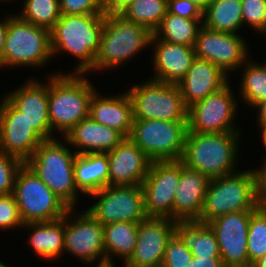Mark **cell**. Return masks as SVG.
<instances>
[{
	"label": "cell",
	"instance_id": "obj_1",
	"mask_svg": "<svg viewBox=\"0 0 266 267\" xmlns=\"http://www.w3.org/2000/svg\"><path fill=\"white\" fill-rule=\"evenodd\" d=\"M105 14L61 15L50 30L52 58L68 53L78 60L71 73L88 74L94 67Z\"/></svg>",
	"mask_w": 266,
	"mask_h": 267
},
{
	"label": "cell",
	"instance_id": "obj_2",
	"mask_svg": "<svg viewBox=\"0 0 266 267\" xmlns=\"http://www.w3.org/2000/svg\"><path fill=\"white\" fill-rule=\"evenodd\" d=\"M87 75L62 73L61 70L48 75V116L52 138L57 133L63 137L77 123L89 117L90 100L97 87L87 79Z\"/></svg>",
	"mask_w": 266,
	"mask_h": 267
},
{
	"label": "cell",
	"instance_id": "obj_3",
	"mask_svg": "<svg viewBox=\"0 0 266 267\" xmlns=\"http://www.w3.org/2000/svg\"><path fill=\"white\" fill-rule=\"evenodd\" d=\"M241 131L198 133L188 131L181 161L214 179L238 171ZM237 167V168H236Z\"/></svg>",
	"mask_w": 266,
	"mask_h": 267
},
{
	"label": "cell",
	"instance_id": "obj_4",
	"mask_svg": "<svg viewBox=\"0 0 266 267\" xmlns=\"http://www.w3.org/2000/svg\"><path fill=\"white\" fill-rule=\"evenodd\" d=\"M70 148L68 142L60 136L44 140L24 164L70 209H76L81 193L75 186L74 177L77 153Z\"/></svg>",
	"mask_w": 266,
	"mask_h": 267
},
{
	"label": "cell",
	"instance_id": "obj_5",
	"mask_svg": "<svg viewBox=\"0 0 266 267\" xmlns=\"http://www.w3.org/2000/svg\"><path fill=\"white\" fill-rule=\"evenodd\" d=\"M152 35L147 27L129 21L120 14L106 12L99 51L94 67L88 73H102L125 66L133 57L149 48Z\"/></svg>",
	"mask_w": 266,
	"mask_h": 267
},
{
	"label": "cell",
	"instance_id": "obj_6",
	"mask_svg": "<svg viewBox=\"0 0 266 267\" xmlns=\"http://www.w3.org/2000/svg\"><path fill=\"white\" fill-rule=\"evenodd\" d=\"M52 59L50 31L22 20L17 14H7V35L0 68L29 67L39 70Z\"/></svg>",
	"mask_w": 266,
	"mask_h": 267
},
{
	"label": "cell",
	"instance_id": "obj_7",
	"mask_svg": "<svg viewBox=\"0 0 266 267\" xmlns=\"http://www.w3.org/2000/svg\"><path fill=\"white\" fill-rule=\"evenodd\" d=\"M257 208L255 172L252 168H246L210 179L203 209L197 221L208 223L224 214L255 211Z\"/></svg>",
	"mask_w": 266,
	"mask_h": 267
},
{
	"label": "cell",
	"instance_id": "obj_8",
	"mask_svg": "<svg viewBox=\"0 0 266 267\" xmlns=\"http://www.w3.org/2000/svg\"><path fill=\"white\" fill-rule=\"evenodd\" d=\"M148 79L126 90L133 104V120L187 121L188 108L179 86Z\"/></svg>",
	"mask_w": 266,
	"mask_h": 267
},
{
	"label": "cell",
	"instance_id": "obj_9",
	"mask_svg": "<svg viewBox=\"0 0 266 267\" xmlns=\"http://www.w3.org/2000/svg\"><path fill=\"white\" fill-rule=\"evenodd\" d=\"M12 194L24 224L55 221L70 209L25 164L17 172Z\"/></svg>",
	"mask_w": 266,
	"mask_h": 267
},
{
	"label": "cell",
	"instance_id": "obj_10",
	"mask_svg": "<svg viewBox=\"0 0 266 267\" xmlns=\"http://www.w3.org/2000/svg\"><path fill=\"white\" fill-rule=\"evenodd\" d=\"M187 132V121L133 120L129 138L152 162L179 161Z\"/></svg>",
	"mask_w": 266,
	"mask_h": 267
},
{
	"label": "cell",
	"instance_id": "obj_11",
	"mask_svg": "<svg viewBox=\"0 0 266 267\" xmlns=\"http://www.w3.org/2000/svg\"><path fill=\"white\" fill-rule=\"evenodd\" d=\"M89 197L96 202L86 210L103 226L113 222L139 223L147 218L142 185L106 186Z\"/></svg>",
	"mask_w": 266,
	"mask_h": 267
},
{
	"label": "cell",
	"instance_id": "obj_12",
	"mask_svg": "<svg viewBox=\"0 0 266 267\" xmlns=\"http://www.w3.org/2000/svg\"><path fill=\"white\" fill-rule=\"evenodd\" d=\"M233 90L229 82L221 90L190 106L187 114L188 131L198 133L243 131L235 123L239 104Z\"/></svg>",
	"mask_w": 266,
	"mask_h": 267
},
{
	"label": "cell",
	"instance_id": "obj_13",
	"mask_svg": "<svg viewBox=\"0 0 266 267\" xmlns=\"http://www.w3.org/2000/svg\"><path fill=\"white\" fill-rule=\"evenodd\" d=\"M75 210L69 209L65 215L64 254H73L90 266L105 261L103 225L86 209L79 214Z\"/></svg>",
	"mask_w": 266,
	"mask_h": 267
},
{
	"label": "cell",
	"instance_id": "obj_14",
	"mask_svg": "<svg viewBox=\"0 0 266 267\" xmlns=\"http://www.w3.org/2000/svg\"><path fill=\"white\" fill-rule=\"evenodd\" d=\"M247 40L241 34L225 33L205 27L199 30L195 55L220 67L226 74L234 73L251 57Z\"/></svg>",
	"mask_w": 266,
	"mask_h": 267
},
{
	"label": "cell",
	"instance_id": "obj_15",
	"mask_svg": "<svg viewBox=\"0 0 266 267\" xmlns=\"http://www.w3.org/2000/svg\"><path fill=\"white\" fill-rule=\"evenodd\" d=\"M181 169V160L151 162L149 172L142 182L147 217L173 220L174 196Z\"/></svg>",
	"mask_w": 266,
	"mask_h": 267
},
{
	"label": "cell",
	"instance_id": "obj_16",
	"mask_svg": "<svg viewBox=\"0 0 266 267\" xmlns=\"http://www.w3.org/2000/svg\"><path fill=\"white\" fill-rule=\"evenodd\" d=\"M253 212H232L208 222L216 235L220 256L225 267H249L247 237Z\"/></svg>",
	"mask_w": 266,
	"mask_h": 267
},
{
	"label": "cell",
	"instance_id": "obj_17",
	"mask_svg": "<svg viewBox=\"0 0 266 267\" xmlns=\"http://www.w3.org/2000/svg\"><path fill=\"white\" fill-rule=\"evenodd\" d=\"M44 139L5 97L0 101V151L25 163Z\"/></svg>",
	"mask_w": 266,
	"mask_h": 267
},
{
	"label": "cell",
	"instance_id": "obj_18",
	"mask_svg": "<svg viewBox=\"0 0 266 267\" xmlns=\"http://www.w3.org/2000/svg\"><path fill=\"white\" fill-rule=\"evenodd\" d=\"M176 221L170 218L147 217L138 223L133 254L123 267H145L161 264L168 241L175 234Z\"/></svg>",
	"mask_w": 266,
	"mask_h": 267
},
{
	"label": "cell",
	"instance_id": "obj_19",
	"mask_svg": "<svg viewBox=\"0 0 266 267\" xmlns=\"http://www.w3.org/2000/svg\"><path fill=\"white\" fill-rule=\"evenodd\" d=\"M47 83L32 77L21 87L13 89L4 97L28 120L33 129L44 139H52L48 116L49 77Z\"/></svg>",
	"mask_w": 266,
	"mask_h": 267
},
{
	"label": "cell",
	"instance_id": "obj_20",
	"mask_svg": "<svg viewBox=\"0 0 266 267\" xmlns=\"http://www.w3.org/2000/svg\"><path fill=\"white\" fill-rule=\"evenodd\" d=\"M106 154L108 186L142 185L152 161L130 138H124Z\"/></svg>",
	"mask_w": 266,
	"mask_h": 267
},
{
	"label": "cell",
	"instance_id": "obj_21",
	"mask_svg": "<svg viewBox=\"0 0 266 267\" xmlns=\"http://www.w3.org/2000/svg\"><path fill=\"white\" fill-rule=\"evenodd\" d=\"M149 49L154 72L149 78L170 84H178L196 58L194 47L172 44L153 35Z\"/></svg>",
	"mask_w": 266,
	"mask_h": 267
},
{
	"label": "cell",
	"instance_id": "obj_22",
	"mask_svg": "<svg viewBox=\"0 0 266 267\" xmlns=\"http://www.w3.org/2000/svg\"><path fill=\"white\" fill-rule=\"evenodd\" d=\"M229 75L206 59L196 57L184 78L177 84L187 108L213 94L229 82Z\"/></svg>",
	"mask_w": 266,
	"mask_h": 267
},
{
	"label": "cell",
	"instance_id": "obj_23",
	"mask_svg": "<svg viewBox=\"0 0 266 267\" xmlns=\"http://www.w3.org/2000/svg\"><path fill=\"white\" fill-rule=\"evenodd\" d=\"M210 179L182 162L181 175L175 190L173 220H198L203 209Z\"/></svg>",
	"mask_w": 266,
	"mask_h": 267
},
{
	"label": "cell",
	"instance_id": "obj_24",
	"mask_svg": "<svg viewBox=\"0 0 266 267\" xmlns=\"http://www.w3.org/2000/svg\"><path fill=\"white\" fill-rule=\"evenodd\" d=\"M102 95L94 91L90 100L89 116L102 125L120 132L129 138L133 125V104L128 92Z\"/></svg>",
	"mask_w": 266,
	"mask_h": 267
},
{
	"label": "cell",
	"instance_id": "obj_25",
	"mask_svg": "<svg viewBox=\"0 0 266 267\" xmlns=\"http://www.w3.org/2000/svg\"><path fill=\"white\" fill-rule=\"evenodd\" d=\"M63 138L77 154L107 153L125 137L117 130L94 121L90 116L77 123Z\"/></svg>",
	"mask_w": 266,
	"mask_h": 267
},
{
	"label": "cell",
	"instance_id": "obj_26",
	"mask_svg": "<svg viewBox=\"0 0 266 267\" xmlns=\"http://www.w3.org/2000/svg\"><path fill=\"white\" fill-rule=\"evenodd\" d=\"M22 230L30 231L27 245L39 258L53 261L64 256L65 216L50 222L25 223Z\"/></svg>",
	"mask_w": 266,
	"mask_h": 267
},
{
	"label": "cell",
	"instance_id": "obj_27",
	"mask_svg": "<svg viewBox=\"0 0 266 267\" xmlns=\"http://www.w3.org/2000/svg\"><path fill=\"white\" fill-rule=\"evenodd\" d=\"M75 186L89 196L108 186L109 162L106 153L77 154L74 161Z\"/></svg>",
	"mask_w": 266,
	"mask_h": 267
},
{
	"label": "cell",
	"instance_id": "obj_28",
	"mask_svg": "<svg viewBox=\"0 0 266 267\" xmlns=\"http://www.w3.org/2000/svg\"><path fill=\"white\" fill-rule=\"evenodd\" d=\"M175 234L195 257H221L214 231L197 220L176 221Z\"/></svg>",
	"mask_w": 266,
	"mask_h": 267
},
{
	"label": "cell",
	"instance_id": "obj_29",
	"mask_svg": "<svg viewBox=\"0 0 266 267\" xmlns=\"http://www.w3.org/2000/svg\"><path fill=\"white\" fill-rule=\"evenodd\" d=\"M138 223L113 222L103 226L104 250L107 261L115 257L123 264L134 252L137 241ZM114 257V258H113Z\"/></svg>",
	"mask_w": 266,
	"mask_h": 267
},
{
	"label": "cell",
	"instance_id": "obj_30",
	"mask_svg": "<svg viewBox=\"0 0 266 267\" xmlns=\"http://www.w3.org/2000/svg\"><path fill=\"white\" fill-rule=\"evenodd\" d=\"M241 4L242 0H212L203 11V25L215 31L240 34Z\"/></svg>",
	"mask_w": 266,
	"mask_h": 267
},
{
	"label": "cell",
	"instance_id": "obj_31",
	"mask_svg": "<svg viewBox=\"0 0 266 267\" xmlns=\"http://www.w3.org/2000/svg\"><path fill=\"white\" fill-rule=\"evenodd\" d=\"M202 26L203 19H187L167 11L153 36L172 44L194 47Z\"/></svg>",
	"mask_w": 266,
	"mask_h": 267
},
{
	"label": "cell",
	"instance_id": "obj_32",
	"mask_svg": "<svg viewBox=\"0 0 266 267\" xmlns=\"http://www.w3.org/2000/svg\"><path fill=\"white\" fill-rule=\"evenodd\" d=\"M240 69V98L242 97L245 105L253 108L258 102L266 99V62L258 63L250 57Z\"/></svg>",
	"mask_w": 266,
	"mask_h": 267
},
{
	"label": "cell",
	"instance_id": "obj_33",
	"mask_svg": "<svg viewBox=\"0 0 266 267\" xmlns=\"http://www.w3.org/2000/svg\"><path fill=\"white\" fill-rule=\"evenodd\" d=\"M168 0H136L121 13L125 19L147 27L152 33L167 14Z\"/></svg>",
	"mask_w": 266,
	"mask_h": 267
},
{
	"label": "cell",
	"instance_id": "obj_34",
	"mask_svg": "<svg viewBox=\"0 0 266 267\" xmlns=\"http://www.w3.org/2000/svg\"><path fill=\"white\" fill-rule=\"evenodd\" d=\"M23 2L21 3L23 9L17 15L22 20L49 31L61 16L59 0H24Z\"/></svg>",
	"mask_w": 266,
	"mask_h": 267
},
{
	"label": "cell",
	"instance_id": "obj_35",
	"mask_svg": "<svg viewBox=\"0 0 266 267\" xmlns=\"http://www.w3.org/2000/svg\"><path fill=\"white\" fill-rule=\"evenodd\" d=\"M249 267L266 253V210L257 208L249 221L247 237Z\"/></svg>",
	"mask_w": 266,
	"mask_h": 267
},
{
	"label": "cell",
	"instance_id": "obj_36",
	"mask_svg": "<svg viewBox=\"0 0 266 267\" xmlns=\"http://www.w3.org/2000/svg\"><path fill=\"white\" fill-rule=\"evenodd\" d=\"M243 27L248 24L252 31L266 35V0H242Z\"/></svg>",
	"mask_w": 266,
	"mask_h": 267
},
{
	"label": "cell",
	"instance_id": "obj_37",
	"mask_svg": "<svg viewBox=\"0 0 266 267\" xmlns=\"http://www.w3.org/2000/svg\"><path fill=\"white\" fill-rule=\"evenodd\" d=\"M23 164L17 157L0 151V195L13 193L17 172Z\"/></svg>",
	"mask_w": 266,
	"mask_h": 267
},
{
	"label": "cell",
	"instance_id": "obj_38",
	"mask_svg": "<svg viewBox=\"0 0 266 267\" xmlns=\"http://www.w3.org/2000/svg\"><path fill=\"white\" fill-rule=\"evenodd\" d=\"M192 258L191 250L174 234L168 241L162 264L165 267H189Z\"/></svg>",
	"mask_w": 266,
	"mask_h": 267
},
{
	"label": "cell",
	"instance_id": "obj_39",
	"mask_svg": "<svg viewBox=\"0 0 266 267\" xmlns=\"http://www.w3.org/2000/svg\"><path fill=\"white\" fill-rule=\"evenodd\" d=\"M23 226L13 194L0 195V229L2 231L16 228L21 230Z\"/></svg>",
	"mask_w": 266,
	"mask_h": 267
},
{
	"label": "cell",
	"instance_id": "obj_40",
	"mask_svg": "<svg viewBox=\"0 0 266 267\" xmlns=\"http://www.w3.org/2000/svg\"><path fill=\"white\" fill-rule=\"evenodd\" d=\"M61 15L105 14L104 0H59Z\"/></svg>",
	"mask_w": 266,
	"mask_h": 267
},
{
	"label": "cell",
	"instance_id": "obj_41",
	"mask_svg": "<svg viewBox=\"0 0 266 267\" xmlns=\"http://www.w3.org/2000/svg\"><path fill=\"white\" fill-rule=\"evenodd\" d=\"M167 11L187 19H203V10L190 0H168Z\"/></svg>",
	"mask_w": 266,
	"mask_h": 267
},
{
	"label": "cell",
	"instance_id": "obj_42",
	"mask_svg": "<svg viewBox=\"0 0 266 267\" xmlns=\"http://www.w3.org/2000/svg\"><path fill=\"white\" fill-rule=\"evenodd\" d=\"M260 167L253 168L256 176V198L259 208L266 210V158Z\"/></svg>",
	"mask_w": 266,
	"mask_h": 267
},
{
	"label": "cell",
	"instance_id": "obj_43",
	"mask_svg": "<svg viewBox=\"0 0 266 267\" xmlns=\"http://www.w3.org/2000/svg\"><path fill=\"white\" fill-rule=\"evenodd\" d=\"M189 267H225L221 257H195L193 256Z\"/></svg>",
	"mask_w": 266,
	"mask_h": 267
},
{
	"label": "cell",
	"instance_id": "obj_44",
	"mask_svg": "<svg viewBox=\"0 0 266 267\" xmlns=\"http://www.w3.org/2000/svg\"><path fill=\"white\" fill-rule=\"evenodd\" d=\"M136 0H104L105 12L120 14L128 5Z\"/></svg>",
	"mask_w": 266,
	"mask_h": 267
},
{
	"label": "cell",
	"instance_id": "obj_45",
	"mask_svg": "<svg viewBox=\"0 0 266 267\" xmlns=\"http://www.w3.org/2000/svg\"><path fill=\"white\" fill-rule=\"evenodd\" d=\"M254 110H258L257 113V124L258 126L266 125V99L258 102L254 107Z\"/></svg>",
	"mask_w": 266,
	"mask_h": 267
},
{
	"label": "cell",
	"instance_id": "obj_46",
	"mask_svg": "<svg viewBox=\"0 0 266 267\" xmlns=\"http://www.w3.org/2000/svg\"><path fill=\"white\" fill-rule=\"evenodd\" d=\"M7 35V16L0 19V57L2 56Z\"/></svg>",
	"mask_w": 266,
	"mask_h": 267
},
{
	"label": "cell",
	"instance_id": "obj_47",
	"mask_svg": "<svg viewBox=\"0 0 266 267\" xmlns=\"http://www.w3.org/2000/svg\"><path fill=\"white\" fill-rule=\"evenodd\" d=\"M190 1L195 3L204 11L212 0H190Z\"/></svg>",
	"mask_w": 266,
	"mask_h": 267
},
{
	"label": "cell",
	"instance_id": "obj_48",
	"mask_svg": "<svg viewBox=\"0 0 266 267\" xmlns=\"http://www.w3.org/2000/svg\"><path fill=\"white\" fill-rule=\"evenodd\" d=\"M251 267H266V253L256 260Z\"/></svg>",
	"mask_w": 266,
	"mask_h": 267
},
{
	"label": "cell",
	"instance_id": "obj_49",
	"mask_svg": "<svg viewBox=\"0 0 266 267\" xmlns=\"http://www.w3.org/2000/svg\"><path fill=\"white\" fill-rule=\"evenodd\" d=\"M95 266L96 267H118L115 265V261L113 262V261H107V260H105L103 262H97L95 264ZM121 267H123V264Z\"/></svg>",
	"mask_w": 266,
	"mask_h": 267
},
{
	"label": "cell",
	"instance_id": "obj_50",
	"mask_svg": "<svg viewBox=\"0 0 266 267\" xmlns=\"http://www.w3.org/2000/svg\"><path fill=\"white\" fill-rule=\"evenodd\" d=\"M259 131L261 132V139H262V143L264 145V148H266V125L264 126H259ZM266 158V156H264Z\"/></svg>",
	"mask_w": 266,
	"mask_h": 267
},
{
	"label": "cell",
	"instance_id": "obj_51",
	"mask_svg": "<svg viewBox=\"0 0 266 267\" xmlns=\"http://www.w3.org/2000/svg\"><path fill=\"white\" fill-rule=\"evenodd\" d=\"M145 267H165V266L161 263V264L150 265V266H145Z\"/></svg>",
	"mask_w": 266,
	"mask_h": 267
},
{
	"label": "cell",
	"instance_id": "obj_52",
	"mask_svg": "<svg viewBox=\"0 0 266 267\" xmlns=\"http://www.w3.org/2000/svg\"><path fill=\"white\" fill-rule=\"evenodd\" d=\"M0 267H10L7 263L0 261Z\"/></svg>",
	"mask_w": 266,
	"mask_h": 267
},
{
	"label": "cell",
	"instance_id": "obj_53",
	"mask_svg": "<svg viewBox=\"0 0 266 267\" xmlns=\"http://www.w3.org/2000/svg\"><path fill=\"white\" fill-rule=\"evenodd\" d=\"M9 1H10V3H11V2H12V3H13V2L15 3L16 0H0V2H4V3H6V2L9 3Z\"/></svg>",
	"mask_w": 266,
	"mask_h": 267
}]
</instances>
